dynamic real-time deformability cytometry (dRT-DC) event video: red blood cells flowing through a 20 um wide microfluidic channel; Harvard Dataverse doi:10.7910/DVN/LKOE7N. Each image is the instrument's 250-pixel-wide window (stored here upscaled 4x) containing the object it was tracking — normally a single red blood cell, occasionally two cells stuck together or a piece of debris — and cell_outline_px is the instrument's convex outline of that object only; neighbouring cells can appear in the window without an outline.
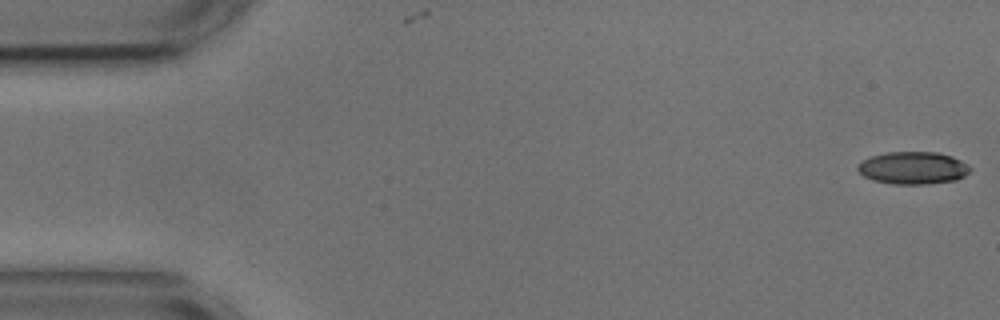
{"species": "common noctule bat (a hibernating species)", "species_latin": "Nyctalus noctula", "temperature_condition": "cold", "stored_images_in_passage": 12, "camera_frame_rate_fps": 3000, "um_per_image_px": 0.085, "animal": {"sex": "male", "body_mass_g": 17.9, "forearm_length_mm": 54.2}, "frame": {"image": 1, "passage_image": 1, "time_ms": 0.0, "image_size_px": [1000, 320], "cell_outline_px": [[972, 168], [964, 176], [956, 180], [924, 184], [892, 184], [872, 180], [864, 176], [856, 168], [864, 160], [872, 156], [888, 152], [936, 152], [952, 156], [960, 160]], "centroid_in_image_um": [77.61, 14.28], "position_along_channel_um": 7.4, "area_um2": 21.1}}